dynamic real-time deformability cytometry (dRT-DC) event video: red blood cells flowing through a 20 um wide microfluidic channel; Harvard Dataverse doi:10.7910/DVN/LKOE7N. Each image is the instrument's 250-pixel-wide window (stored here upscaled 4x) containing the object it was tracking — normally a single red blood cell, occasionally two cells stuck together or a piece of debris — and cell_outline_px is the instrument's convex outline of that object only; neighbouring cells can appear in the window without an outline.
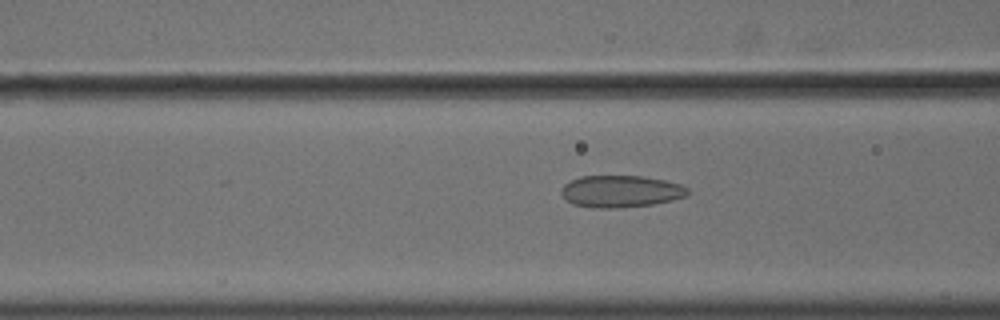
{"species": "common noctule bat (a hibernating species)", "species_latin": "Nyctalus noctula", "temperature_condition": "cold", "stored_images_in_passage": 43, "camera_frame_rate_fps": 3000, "um_per_image_px": 0.085, "animal": {"sex": "male", "body_mass_g": 18.8}, "frame": {"image": 1, "passage_image": 9, "time_ms": 2.667, "image_size_px": [1000, 320], "cell_outline_px": [[688, 196], [672, 200], [652, 204], [620, 208], [592, 208], [572, 204], [560, 192], [560, 188], [564, 184], [580, 176], [640, 176], [664, 180], [680, 184], [688, 188]], "centroid_in_image_um": [52.75, 16.27], "position_along_channel_um": 113.8, "area_um2": 23.58}}
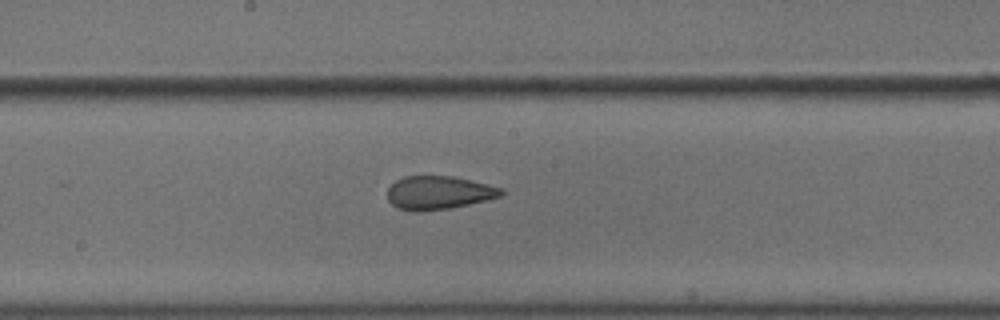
{"frame": {"image": 2, "passage_image": 17, "time_ms": 5.333, "image_size_px": [1000, 320], "cell_outline_px": [[504, 192], [500, 196], [452, 208], [420, 212], [412, 212], [396, 208], [388, 200], [388, 188], [396, 180], [404, 176], [452, 176], [488, 184], [504, 188]], "centroid_in_image_um": [37.26, 16.39], "position_along_channel_um": 210.9, "area_um2": 22.25}}
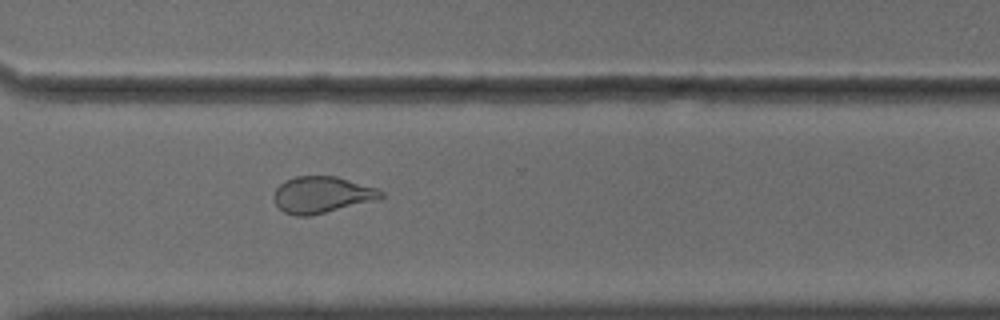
{"frame": {"image": 3, "passage_image": 28, "time_ms": 9.0, "image_size_px": [1000, 320], "cell_outline_px": [[384, 196], [376, 200], [312, 216], [296, 216], [284, 212], [276, 204], [272, 196], [276, 188], [284, 180], [296, 176], [336, 176], [376, 188], [384, 192]], "centroid_in_image_um": [27.34, 16.56], "position_along_channel_um": 343.3, "area_um2": 22.89}}